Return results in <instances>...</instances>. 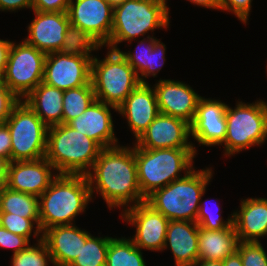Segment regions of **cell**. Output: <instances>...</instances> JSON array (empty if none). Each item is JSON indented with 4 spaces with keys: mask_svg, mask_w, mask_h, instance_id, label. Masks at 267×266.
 Instances as JSON below:
<instances>
[{
    "mask_svg": "<svg viewBox=\"0 0 267 266\" xmlns=\"http://www.w3.org/2000/svg\"><path fill=\"white\" fill-rule=\"evenodd\" d=\"M86 177L91 197L96 191L110 210L121 207L125 210L146 200L138 182L135 144L102 148Z\"/></svg>",
    "mask_w": 267,
    "mask_h": 266,
    "instance_id": "obj_1",
    "label": "cell"
},
{
    "mask_svg": "<svg viewBox=\"0 0 267 266\" xmlns=\"http://www.w3.org/2000/svg\"><path fill=\"white\" fill-rule=\"evenodd\" d=\"M93 201L86 175L58 174L39 196L40 230L54 226L74 225Z\"/></svg>",
    "mask_w": 267,
    "mask_h": 266,
    "instance_id": "obj_2",
    "label": "cell"
},
{
    "mask_svg": "<svg viewBox=\"0 0 267 266\" xmlns=\"http://www.w3.org/2000/svg\"><path fill=\"white\" fill-rule=\"evenodd\" d=\"M213 170L194 168L184 177L153 191L145 202L168 220L196 222L201 197L213 177Z\"/></svg>",
    "mask_w": 267,
    "mask_h": 266,
    "instance_id": "obj_3",
    "label": "cell"
},
{
    "mask_svg": "<svg viewBox=\"0 0 267 266\" xmlns=\"http://www.w3.org/2000/svg\"><path fill=\"white\" fill-rule=\"evenodd\" d=\"M101 149L94 140L68 124L48 127L45 158L58 174L86 175Z\"/></svg>",
    "mask_w": 267,
    "mask_h": 266,
    "instance_id": "obj_4",
    "label": "cell"
},
{
    "mask_svg": "<svg viewBox=\"0 0 267 266\" xmlns=\"http://www.w3.org/2000/svg\"><path fill=\"white\" fill-rule=\"evenodd\" d=\"M167 0H127L114 7L112 32L107 49L118 51L119 43L131 42L149 31L167 29L170 24Z\"/></svg>",
    "mask_w": 267,
    "mask_h": 266,
    "instance_id": "obj_5",
    "label": "cell"
},
{
    "mask_svg": "<svg viewBox=\"0 0 267 266\" xmlns=\"http://www.w3.org/2000/svg\"><path fill=\"white\" fill-rule=\"evenodd\" d=\"M194 148L145 149L135 145L138 182L146 198L153 191L184 177L193 167ZM183 174L181 176V173Z\"/></svg>",
    "mask_w": 267,
    "mask_h": 266,
    "instance_id": "obj_6",
    "label": "cell"
},
{
    "mask_svg": "<svg viewBox=\"0 0 267 266\" xmlns=\"http://www.w3.org/2000/svg\"><path fill=\"white\" fill-rule=\"evenodd\" d=\"M226 122V138L221 144L224 156L261 146L267 140V102L259 99L255 103L237 101L235 108L228 105Z\"/></svg>",
    "mask_w": 267,
    "mask_h": 266,
    "instance_id": "obj_7",
    "label": "cell"
},
{
    "mask_svg": "<svg viewBox=\"0 0 267 266\" xmlns=\"http://www.w3.org/2000/svg\"><path fill=\"white\" fill-rule=\"evenodd\" d=\"M91 82L96 100L118 108L140 84L132 66L119 53L108 49L104 59L92 58Z\"/></svg>",
    "mask_w": 267,
    "mask_h": 266,
    "instance_id": "obj_8",
    "label": "cell"
},
{
    "mask_svg": "<svg viewBox=\"0 0 267 266\" xmlns=\"http://www.w3.org/2000/svg\"><path fill=\"white\" fill-rule=\"evenodd\" d=\"M5 124L11 135V162L46 156L48 126L24 101L13 108Z\"/></svg>",
    "mask_w": 267,
    "mask_h": 266,
    "instance_id": "obj_9",
    "label": "cell"
},
{
    "mask_svg": "<svg viewBox=\"0 0 267 266\" xmlns=\"http://www.w3.org/2000/svg\"><path fill=\"white\" fill-rule=\"evenodd\" d=\"M46 56L25 40L19 44L11 42L1 79L20 100L42 82Z\"/></svg>",
    "mask_w": 267,
    "mask_h": 266,
    "instance_id": "obj_10",
    "label": "cell"
},
{
    "mask_svg": "<svg viewBox=\"0 0 267 266\" xmlns=\"http://www.w3.org/2000/svg\"><path fill=\"white\" fill-rule=\"evenodd\" d=\"M121 219L136 227L130 240L136 247L151 251H163L169 220L145 201L121 212Z\"/></svg>",
    "mask_w": 267,
    "mask_h": 266,
    "instance_id": "obj_11",
    "label": "cell"
},
{
    "mask_svg": "<svg viewBox=\"0 0 267 266\" xmlns=\"http://www.w3.org/2000/svg\"><path fill=\"white\" fill-rule=\"evenodd\" d=\"M93 57L49 53L45 59L42 82L63 91L87 85L91 82Z\"/></svg>",
    "mask_w": 267,
    "mask_h": 266,
    "instance_id": "obj_12",
    "label": "cell"
},
{
    "mask_svg": "<svg viewBox=\"0 0 267 266\" xmlns=\"http://www.w3.org/2000/svg\"><path fill=\"white\" fill-rule=\"evenodd\" d=\"M114 7L105 0H70L67 14L71 24L86 31L101 46L110 39Z\"/></svg>",
    "mask_w": 267,
    "mask_h": 266,
    "instance_id": "obj_13",
    "label": "cell"
},
{
    "mask_svg": "<svg viewBox=\"0 0 267 266\" xmlns=\"http://www.w3.org/2000/svg\"><path fill=\"white\" fill-rule=\"evenodd\" d=\"M189 137H191L190 123L159 113L136 140L135 145L145 149L194 148L197 154L198 150L194 143L188 140Z\"/></svg>",
    "mask_w": 267,
    "mask_h": 266,
    "instance_id": "obj_14",
    "label": "cell"
},
{
    "mask_svg": "<svg viewBox=\"0 0 267 266\" xmlns=\"http://www.w3.org/2000/svg\"><path fill=\"white\" fill-rule=\"evenodd\" d=\"M227 106L221 100L200 97L194 120L190 124L191 137L199 143L198 146H221L224 142Z\"/></svg>",
    "mask_w": 267,
    "mask_h": 266,
    "instance_id": "obj_15",
    "label": "cell"
},
{
    "mask_svg": "<svg viewBox=\"0 0 267 266\" xmlns=\"http://www.w3.org/2000/svg\"><path fill=\"white\" fill-rule=\"evenodd\" d=\"M55 171L45 157L10 162L6 187L39 197L57 177Z\"/></svg>",
    "mask_w": 267,
    "mask_h": 266,
    "instance_id": "obj_16",
    "label": "cell"
},
{
    "mask_svg": "<svg viewBox=\"0 0 267 266\" xmlns=\"http://www.w3.org/2000/svg\"><path fill=\"white\" fill-rule=\"evenodd\" d=\"M153 86L160 113L183 119L190 124L193 122L201 96L189 84L174 79H160Z\"/></svg>",
    "mask_w": 267,
    "mask_h": 266,
    "instance_id": "obj_17",
    "label": "cell"
},
{
    "mask_svg": "<svg viewBox=\"0 0 267 266\" xmlns=\"http://www.w3.org/2000/svg\"><path fill=\"white\" fill-rule=\"evenodd\" d=\"M32 11L35 18L28 24V36L24 40L45 54L60 52L70 24L67 12Z\"/></svg>",
    "mask_w": 267,
    "mask_h": 266,
    "instance_id": "obj_18",
    "label": "cell"
},
{
    "mask_svg": "<svg viewBox=\"0 0 267 266\" xmlns=\"http://www.w3.org/2000/svg\"><path fill=\"white\" fill-rule=\"evenodd\" d=\"M117 108L95 100L82 114L67 124L94 140L101 148L119 145L115 136L111 110Z\"/></svg>",
    "mask_w": 267,
    "mask_h": 266,
    "instance_id": "obj_19",
    "label": "cell"
},
{
    "mask_svg": "<svg viewBox=\"0 0 267 266\" xmlns=\"http://www.w3.org/2000/svg\"><path fill=\"white\" fill-rule=\"evenodd\" d=\"M117 113L127 119L136 141L160 113L154 87L140 83L117 108Z\"/></svg>",
    "mask_w": 267,
    "mask_h": 266,
    "instance_id": "obj_20",
    "label": "cell"
},
{
    "mask_svg": "<svg viewBox=\"0 0 267 266\" xmlns=\"http://www.w3.org/2000/svg\"><path fill=\"white\" fill-rule=\"evenodd\" d=\"M90 232L74 225L54 226L42 233L54 266H69L79 256Z\"/></svg>",
    "mask_w": 267,
    "mask_h": 266,
    "instance_id": "obj_21",
    "label": "cell"
},
{
    "mask_svg": "<svg viewBox=\"0 0 267 266\" xmlns=\"http://www.w3.org/2000/svg\"><path fill=\"white\" fill-rule=\"evenodd\" d=\"M198 235L196 222L169 220L163 250H171L175 266H193L198 261Z\"/></svg>",
    "mask_w": 267,
    "mask_h": 266,
    "instance_id": "obj_22",
    "label": "cell"
},
{
    "mask_svg": "<svg viewBox=\"0 0 267 266\" xmlns=\"http://www.w3.org/2000/svg\"><path fill=\"white\" fill-rule=\"evenodd\" d=\"M240 201V210L232 213L239 241L261 242L259 238L267 235V198L248 197Z\"/></svg>",
    "mask_w": 267,
    "mask_h": 266,
    "instance_id": "obj_23",
    "label": "cell"
},
{
    "mask_svg": "<svg viewBox=\"0 0 267 266\" xmlns=\"http://www.w3.org/2000/svg\"><path fill=\"white\" fill-rule=\"evenodd\" d=\"M64 91L41 82L24 101L48 126L62 124Z\"/></svg>",
    "mask_w": 267,
    "mask_h": 266,
    "instance_id": "obj_24",
    "label": "cell"
},
{
    "mask_svg": "<svg viewBox=\"0 0 267 266\" xmlns=\"http://www.w3.org/2000/svg\"><path fill=\"white\" fill-rule=\"evenodd\" d=\"M238 235L232 225L222 230H208L199 227L198 260L223 261L237 251Z\"/></svg>",
    "mask_w": 267,
    "mask_h": 266,
    "instance_id": "obj_25",
    "label": "cell"
},
{
    "mask_svg": "<svg viewBox=\"0 0 267 266\" xmlns=\"http://www.w3.org/2000/svg\"><path fill=\"white\" fill-rule=\"evenodd\" d=\"M0 213L39 218V197L5 187L0 191Z\"/></svg>",
    "mask_w": 267,
    "mask_h": 266,
    "instance_id": "obj_26",
    "label": "cell"
},
{
    "mask_svg": "<svg viewBox=\"0 0 267 266\" xmlns=\"http://www.w3.org/2000/svg\"><path fill=\"white\" fill-rule=\"evenodd\" d=\"M141 251L129 238H112L105 266H146Z\"/></svg>",
    "mask_w": 267,
    "mask_h": 266,
    "instance_id": "obj_27",
    "label": "cell"
},
{
    "mask_svg": "<svg viewBox=\"0 0 267 266\" xmlns=\"http://www.w3.org/2000/svg\"><path fill=\"white\" fill-rule=\"evenodd\" d=\"M92 82L87 85L65 90L63 94V116L62 124H67L70 120L82 114L94 101Z\"/></svg>",
    "mask_w": 267,
    "mask_h": 266,
    "instance_id": "obj_28",
    "label": "cell"
},
{
    "mask_svg": "<svg viewBox=\"0 0 267 266\" xmlns=\"http://www.w3.org/2000/svg\"><path fill=\"white\" fill-rule=\"evenodd\" d=\"M101 47L86 31L78 26L69 24L60 52L65 55L94 56L92 51Z\"/></svg>",
    "mask_w": 267,
    "mask_h": 266,
    "instance_id": "obj_29",
    "label": "cell"
},
{
    "mask_svg": "<svg viewBox=\"0 0 267 266\" xmlns=\"http://www.w3.org/2000/svg\"><path fill=\"white\" fill-rule=\"evenodd\" d=\"M113 237H95L92 234L82 244L79 256L69 266H105L109 241Z\"/></svg>",
    "mask_w": 267,
    "mask_h": 266,
    "instance_id": "obj_30",
    "label": "cell"
},
{
    "mask_svg": "<svg viewBox=\"0 0 267 266\" xmlns=\"http://www.w3.org/2000/svg\"><path fill=\"white\" fill-rule=\"evenodd\" d=\"M0 225L14 234L26 237L29 241L32 237V230L34 237L37 238L36 243L42 239L39 218H23L12 213H0Z\"/></svg>",
    "mask_w": 267,
    "mask_h": 266,
    "instance_id": "obj_31",
    "label": "cell"
},
{
    "mask_svg": "<svg viewBox=\"0 0 267 266\" xmlns=\"http://www.w3.org/2000/svg\"><path fill=\"white\" fill-rule=\"evenodd\" d=\"M49 262L54 265L48 247L42 239L11 258V266H48Z\"/></svg>",
    "mask_w": 267,
    "mask_h": 266,
    "instance_id": "obj_32",
    "label": "cell"
},
{
    "mask_svg": "<svg viewBox=\"0 0 267 266\" xmlns=\"http://www.w3.org/2000/svg\"><path fill=\"white\" fill-rule=\"evenodd\" d=\"M207 201H202V197L199 203V212L196 218V223L199 227L208 229V230H222L225 228H229L233 225V214L228 216L227 221H224L221 216V210L219 209V204L215 203L216 205L214 208L216 212L213 213L210 207L207 206ZM212 204V203H211ZM211 209V210H210Z\"/></svg>",
    "mask_w": 267,
    "mask_h": 266,
    "instance_id": "obj_33",
    "label": "cell"
},
{
    "mask_svg": "<svg viewBox=\"0 0 267 266\" xmlns=\"http://www.w3.org/2000/svg\"><path fill=\"white\" fill-rule=\"evenodd\" d=\"M156 38L154 36L147 35L146 38L138 41V46L135 49V52L131 50L128 52H123L119 49V53L128 61V63L134 69L136 75L139 77L147 68V58L148 51H152L154 41ZM144 45V46H143Z\"/></svg>",
    "mask_w": 267,
    "mask_h": 266,
    "instance_id": "obj_34",
    "label": "cell"
},
{
    "mask_svg": "<svg viewBox=\"0 0 267 266\" xmlns=\"http://www.w3.org/2000/svg\"><path fill=\"white\" fill-rule=\"evenodd\" d=\"M237 252L243 266H267V254L261 242L239 241Z\"/></svg>",
    "mask_w": 267,
    "mask_h": 266,
    "instance_id": "obj_35",
    "label": "cell"
},
{
    "mask_svg": "<svg viewBox=\"0 0 267 266\" xmlns=\"http://www.w3.org/2000/svg\"><path fill=\"white\" fill-rule=\"evenodd\" d=\"M160 41V39H156L154 41L152 51H148L147 68L138 77L140 83H148L146 78L148 79V77L150 78V76L156 77L165 63L166 45H164L163 42Z\"/></svg>",
    "mask_w": 267,
    "mask_h": 266,
    "instance_id": "obj_36",
    "label": "cell"
},
{
    "mask_svg": "<svg viewBox=\"0 0 267 266\" xmlns=\"http://www.w3.org/2000/svg\"><path fill=\"white\" fill-rule=\"evenodd\" d=\"M21 100L4 84L0 78V125L5 124L13 108Z\"/></svg>",
    "mask_w": 267,
    "mask_h": 266,
    "instance_id": "obj_37",
    "label": "cell"
},
{
    "mask_svg": "<svg viewBox=\"0 0 267 266\" xmlns=\"http://www.w3.org/2000/svg\"><path fill=\"white\" fill-rule=\"evenodd\" d=\"M253 0H220L219 10L232 12L235 16L246 25L249 20L250 10Z\"/></svg>",
    "mask_w": 267,
    "mask_h": 266,
    "instance_id": "obj_38",
    "label": "cell"
},
{
    "mask_svg": "<svg viewBox=\"0 0 267 266\" xmlns=\"http://www.w3.org/2000/svg\"><path fill=\"white\" fill-rule=\"evenodd\" d=\"M30 244L26 237L14 234L0 225V248L12 249V255H14L26 249Z\"/></svg>",
    "mask_w": 267,
    "mask_h": 266,
    "instance_id": "obj_39",
    "label": "cell"
},
{
    "mask_svg": "<svg viewBox=\"0 0 267 266\" xmlns=\"http://www.w3.org/2000/svg\"><path fill=\"white\" fill-rule=\"evenodd\" d=\"M70 0H32V10L40 12H67Z\"/></svg>",
    "mask_w": 267,
    "mask_h": 266,
    "instance_id": "obj_40",
    "label": "cell"
},
{
    "mask_svg": "<svg viewBox=\"0 0 267 266\" xmlns=\"http://www.w3.org/2000/svg\"><path fill=\"white\" fill-rule=\"evenodd\" d=\"M0 156L11 161V135L6 124L0 125Z\"/></svg>",
    "mask_w": 267,
    "mask_h": 266,
    "instance_id": "obj_41",
    "label": "cell"
},
{
    "mask_svg": "<svg viewBox=\"0 0 267 266\" xmlns=\"http://www.w3.org/2000/svg\"><path fill=\"white\" fill-rule=\"evenodd\" d=\"M26 8L32 10V0H0V11L16 12Z\"/></svg>",
    "mask_w": 267,
    "mask_h": 266,
    "instance_id": "obj_42",
    "label": "cell"
},
{
    "mask_svg": "<svg viewBox=\"0 0 267 266\" xmlns=\"http://www.w3.org/2000/svg\"><path fill=\"white\" fill-rule=\"evenodd\" d=\"M11 42L12 41L10 40L0 39V78L3 76L5 71Z\"/></svg>",
    "mask_w": 267,
    "mask_h": 266,
    "instance_id": "obj_43",
    "label": "cell"
},
{
    "mask_svg": "<svg viewBox=\"0 0 267 266\" xmlns=\"http://www.w3.org/2000/svg\"><path fill=\"white\" fill-rule=\"evenodd\" d=\"M10 162L11 161L8 158L0 156V191L7 185Z\"/></svg>",
    "mask_w": 267,
    "mask_h": 266,
    "instance_id": "obj_44",
    "label": "cell"
},
{
    "mask_svg": "<svg viewBox=\"0 0 267 266\" xmlns=\"http://www.w3.org/2000/svg\"><path fill=\"white\" fill-rule=\"evenodd\" d=\"M192 4L197 6L205 7L207 9H216L220 8V0H188Z\"/></svg>",
    "mask_w": 267,
    "mask_h": 266,
    "instance_id": "obj_45",
    "label": "cell"
},
{
    "mask_svg": "<svg viewBox=\"0 0 267 266\" xmlns=\"http://www.w3.org/2000/svg\"><path fill=\"white\" fill-rule=\"evenodd\" d=\"M223 266H243L239 253L236 251L233 255L224 259Z\"/></svg>",
    "mask_w": 267,
    "mask_h": 266,
    "instance_id": "obj_46",
    "label": "cell"
},
{
    "mask_svg": "<svg viewBox=\"0 0 267 266\" xmlns=\"http://www.w3.org/2000/svg\"><path fill=\"white\" fill-rule=\"evenodd\" d=\"M193 266H223V261L198 260Z\"/></svg>",
    "mask_w": 267,
    "mask_h": 266,
    "instance_id": "obj_47",
    "label": "cell"
},
{
    "mask_svg": "<svg viewBox=\"0 0 267 266\" xmlns=\"http://www.w3.org/2000/svg\"><path fill=\"white\" fill-rule=\"evenodd\" d=\"M108 4L112 5L113 7L121 4V3H124L125 1L127 0H105Z\"/></svg>",
    "mask_w": 267,
    "mask_h": 266,
    "instance_id": "obj_48",
    "label": "cell"
}]
</instances>
